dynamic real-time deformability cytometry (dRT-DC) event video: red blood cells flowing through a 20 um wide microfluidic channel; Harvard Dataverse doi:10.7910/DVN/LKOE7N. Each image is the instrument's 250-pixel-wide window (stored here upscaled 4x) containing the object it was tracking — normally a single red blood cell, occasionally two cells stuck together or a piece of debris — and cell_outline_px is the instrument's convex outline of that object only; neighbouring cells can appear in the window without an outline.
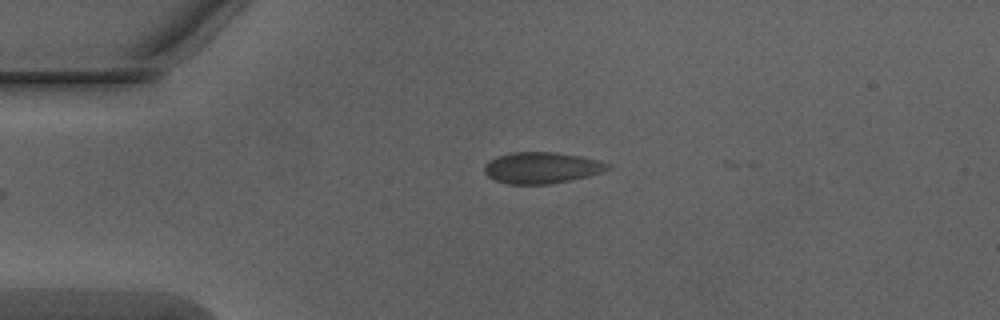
{"species": "Egyptian fruit bat (a non-hibernating species)", "species_latin": "Rousettus aegyptiacus", "temperature_condition": "warm", "stored_images_in_passage": 3, "camera_frame_rate_fps": 3000, "um_per_image_px": 0.085, "animal": {"sex": "male"}, "frame": {"image": 1, "passage_image": 1, "time_ms": 0.0, "image_size_px": [1000, 320], "cell_outline_px": [[612, 168], [588, 176], [552, 184], [508, 184], [496, 180], [488, 176], [484, 172], [484, 164], [488, 160], [496, 156], [512, 152], [556, 152], [580, 156], [600, 160], [612, 164]], "centroid_in_image_um": [46.05, 14.25], "position_along_channel_um": 39.0, "area_um2": 22.72}}